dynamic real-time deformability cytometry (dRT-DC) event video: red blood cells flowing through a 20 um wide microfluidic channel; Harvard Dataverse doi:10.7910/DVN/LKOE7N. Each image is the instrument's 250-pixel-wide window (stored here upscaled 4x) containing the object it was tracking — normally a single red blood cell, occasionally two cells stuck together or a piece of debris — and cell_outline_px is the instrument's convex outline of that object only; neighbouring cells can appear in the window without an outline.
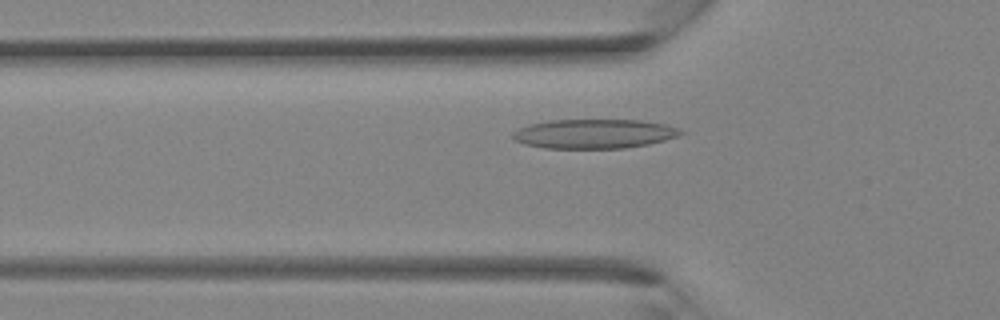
{"species": "Egyptian fruit bat (a non-hibernating species)", "species_latin": "Rousettus aegyptiacus", "temperature_condition": "room temperature", "stored_images_in_passage": 32, "camera_frame_rate_fps": 3000, "um_per_image_px": 0.085, "animal": {"sex": "female"}, "frame": {"image": 1, "passage_image": 7, "time_ms": 2.0, "image_size_px": [1000, 320], "cell_outline_px": [[688, 132], [664, 140], [648, 144], [624, 148], [544, 148], [524, 144], [516, 140], [512, 136], [512, 132], [528, 124], [548, 120], [640, 120], [664, 124]], "centroid_in_image_um": [50.48, 11.37], "position_along_channel_um": 75.3, "area_um2": 28.61}}
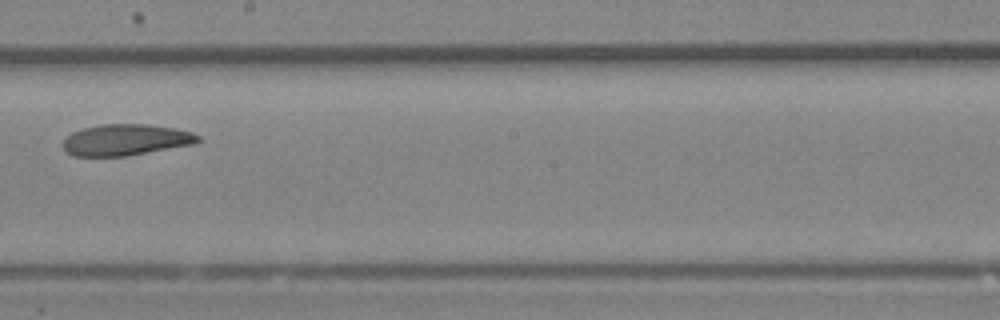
{"frame": {"image": 2, "passage_image": 16, "time_ms": 5.0, "image_size_px": [1000, 320], "cell_outline_px": [[200, 140], [196, 144], [124, 156], [72, 156], [64, 148], [64, 140], [72, 132], [84, 128], [100, 124], [148, 124], [176, 128], [192, 132], [200, 136]], "centroid_in_image_um": [10.73, 11.88], "position_along_channel_um": 237.5, "area_um2": 24.57}}
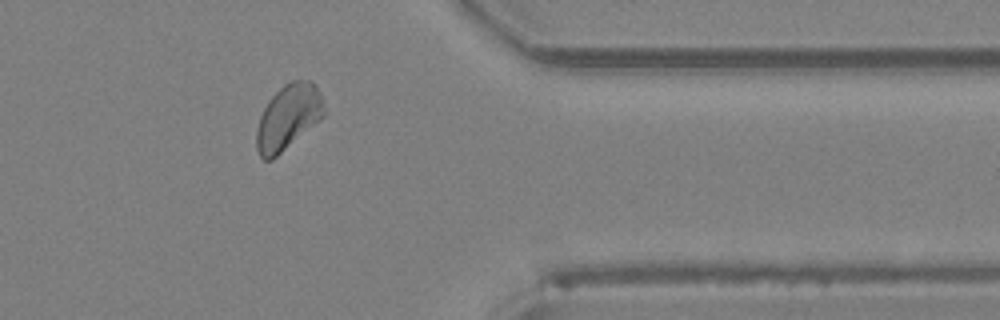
{"frame": {"image": 3, "passage_image": 25, "time_ms": 8.0, "image_size_px": [1000, 320], "cell_outline_px": [[324, 116], [320, 120], [272, 160], [264, 160], [260, 156], [256, 148], [256, 132], [260, 116], [268, 100], [284, 84], [292, 80], [312, 80], [316, 84], [320, 92], [324, 112]], "centroid_in_image_um": [24.49, 9.95], "position_along_channel_um": 386.9, "area_um2": 25.55}}